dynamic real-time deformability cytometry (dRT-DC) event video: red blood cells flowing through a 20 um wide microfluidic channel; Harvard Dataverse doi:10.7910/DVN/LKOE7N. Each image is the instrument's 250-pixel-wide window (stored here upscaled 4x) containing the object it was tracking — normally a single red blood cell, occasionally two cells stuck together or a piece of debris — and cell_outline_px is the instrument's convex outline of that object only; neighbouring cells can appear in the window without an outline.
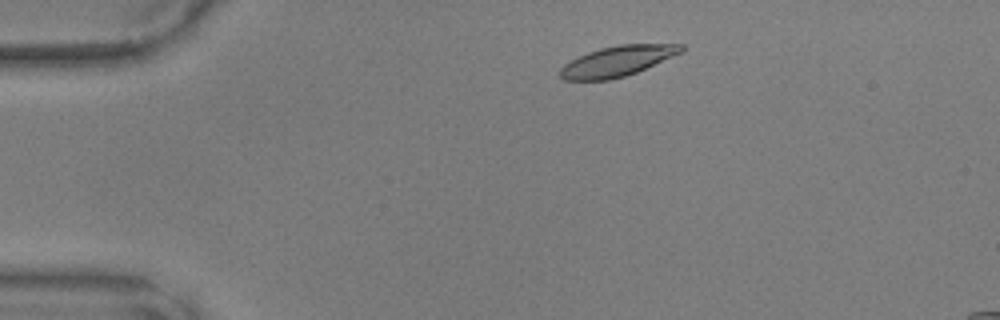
{"species": "common noctule bat (a hibernating species)", "species_latin": "Nyctalus noctula", "temperature_condition": "warm", "stored_images_in_passage": 35, "camera_frame_rate_fps": 3000, "um_per_image_px": 0.085, "animal": {"sex": "male", "body_mass_g": 17.9, "forearm_length_mm": 54.2}, "frame": {"image": 1, "passage_image": 1, "time_ms": 0.0, "image_size_px": [1000, 320], "cell_outline_px": [[684, 48], [680, 52], [672, 56], [636, 72], [624, 76], [608, 80], [564, 80], [560, 76], [560, 68], [564, 64], [588, 52], [600, 48], [620, 44], [684, 44]], "centroid_in_image_um": [52.44, 5.19], "position_along_channel_um": 32.6, "area_um2": 21.04}}
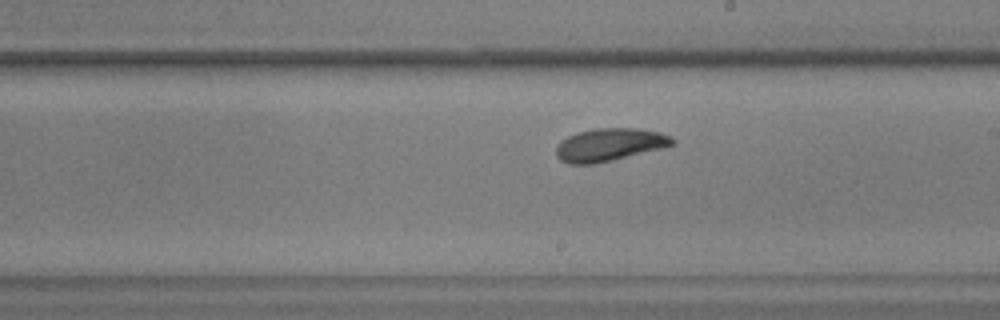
{"frame": {"image": 2, "passage_image": 20, "time_ms": 6.333, "image_size_px": [1000, 320], "cell_outline_px": [[676, 144], [664, 148], [612, 160], [592, 164], [568, 164], [560, 160], [556, 156], [556, 144], [560, 140], [576, 132], [592, 128], [640, 128], [660, 132], [676, 140]], "centroid_in_image_um": [51.79, 12.29], "position_along_channel_um": 237.2, "area_um2": 22.54}}
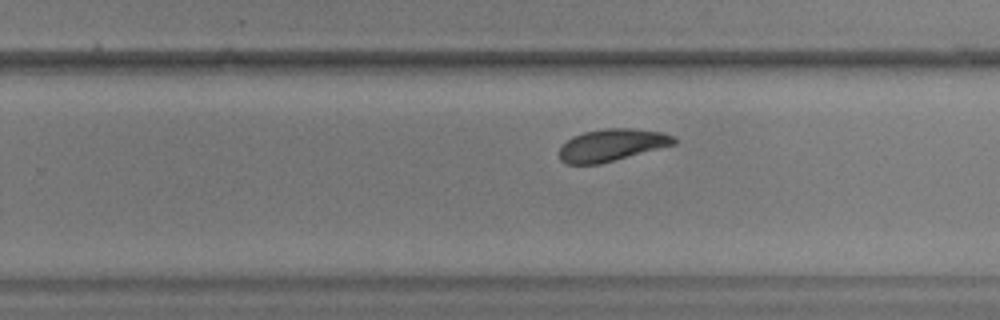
{"frame": {"image": 3, "passage_image": 23, "time_ms": 7.333, "image_size_px": [1000, 320], "cell_outline_px": [[676, 144], [600, 164], [568, 164], [560, 160], [560, 148], [572, 136], [584, 132], [604, 128], [632, 128], [664, 132], [672, 136], [676, 140]], "centroid_in_image_um": [52.02, 12.32], "position_along_channel_um": 277.8, "area_um2": 21.44}}